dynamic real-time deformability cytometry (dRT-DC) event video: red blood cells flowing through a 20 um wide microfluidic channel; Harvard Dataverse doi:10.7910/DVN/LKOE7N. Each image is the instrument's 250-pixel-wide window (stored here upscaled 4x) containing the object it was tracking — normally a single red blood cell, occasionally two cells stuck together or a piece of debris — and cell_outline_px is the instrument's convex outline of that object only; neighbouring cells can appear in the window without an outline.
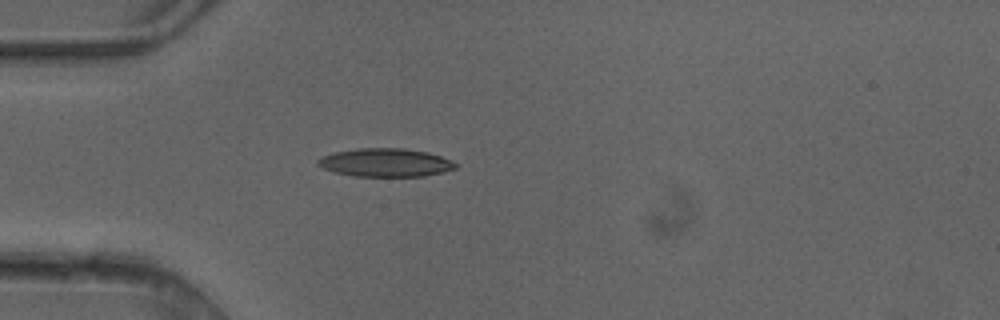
{"species": "common noctule bat (a hibernating species)", "species_latin": "Nyctalus noctula", "temperature_condition": "cold", "stored_images_in_passage": 3, "camera_frame_rate_fps": 3000, "um_per_image_px": 0.085, "animal": {"sex": "female"}, "frame": {"image": 1, "passage_image": 3, "time_ms": 0.667, "image_size_px": [1000, 320], "cell_outline_px": [[460, 164], [456, 168], [444, 172], [424, 176], [352, 176], [332, 172], [316, 164], [316, 160], [320, 156], [332, 152], [356, 148], [404, 148], [428, 152], [452, 160]], "centroid_in_image_um": [32.74, 13.81], "position_along_channel_um": 52.3, "area_um2": 23.12}}